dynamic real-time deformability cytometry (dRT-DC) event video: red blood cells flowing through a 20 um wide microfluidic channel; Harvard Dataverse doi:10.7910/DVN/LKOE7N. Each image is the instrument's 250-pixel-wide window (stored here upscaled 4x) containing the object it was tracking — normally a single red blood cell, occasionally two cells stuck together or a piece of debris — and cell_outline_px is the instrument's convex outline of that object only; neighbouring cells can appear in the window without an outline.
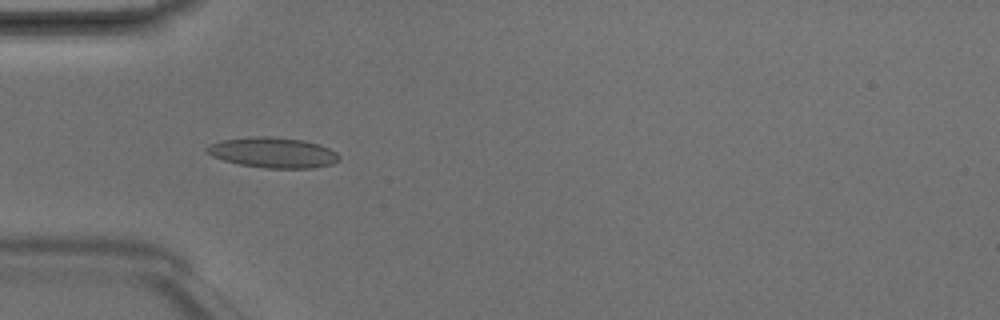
{"species": "Egyptian fruit bat (a non-hibernating species)", "species_latin": "Rousettus aegyptiacus", "temperature_condition": "room temperature", "stored_images_in_passage": 7, "camera_frame_rate_fps": 3000, "um_per_image_px": 0.085, "animal": {"sex": "male"}, "frame": {"image": 1, "passage_image": 5, "time_ms": 1.333, "image_size_px": [1000, 320], "cell_outline_px": [[340, 160], [332, 164], [312, 168], [264, 168], [240, 164], [224, 160], [212, 156], [204, 148], [220, 140], [256, 136], [268, 136], [304, 140], [320, 144], [336, 152], [340, 156]], "centroid_in_image_um": [23.23, 12.97], "position_along_channel_um": 61.8, "area_um2": 23.41}}
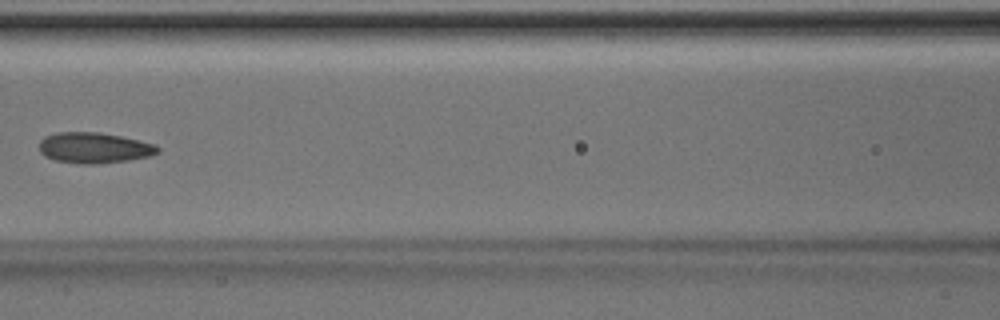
{"frame": {"image": 2, "passage_image": 7, "time_ms": 2.0, "image_size_px": [1000, 320], "cell_outline_px": [[160, 152], [148, 156], [128, 160], [96, 164], [84, 164], [56, 160], [44, 156], [40, 152], [40, 140], [44, 136], [56, 132], [100, 132], [120, 136], [156, 144], [160, 148]], "centroid_in_image_um": [8.0, 12.55], "position_along_channel_um": 158.6, "area_um2": 21.21}}